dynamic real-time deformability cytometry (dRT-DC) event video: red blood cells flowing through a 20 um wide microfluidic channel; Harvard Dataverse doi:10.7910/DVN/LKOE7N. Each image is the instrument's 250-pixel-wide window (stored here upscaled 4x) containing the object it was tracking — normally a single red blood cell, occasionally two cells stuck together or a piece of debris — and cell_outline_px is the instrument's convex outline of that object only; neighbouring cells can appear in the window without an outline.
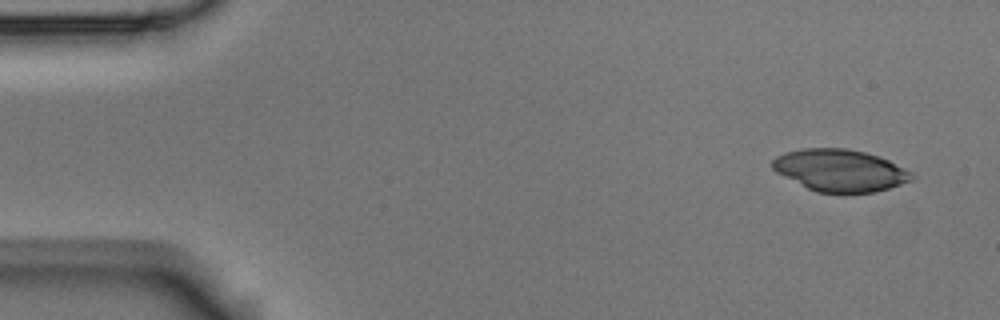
{"species": "Egyptian fruit bat (a non-hibernating species)", "species_latin": "Rousettus aegyptiacus", "temperature_condition": "room temperature", "stored_images_in_passage": 5, "camera_frame_rate_fps": 3000, "um_per_image_px": 0.085, "animal": {"sex": "male"}, "frame": {"image": 1, "passage_image": 1, "time_ms": 0.0, "image_size_px": [1000, 320], "cell_outline_px": [[912, 180], [876, 192], [816, 192], [776, 172], [768, 164], [776, 156], [784, 152], [804, 148], [848, 148], [864, 152], [888, 160], [912, 172]], "centroid_in_image_um": [71.35, 14.47], "position_along_channel_um": 13.6, "area_um2": 33.87}}